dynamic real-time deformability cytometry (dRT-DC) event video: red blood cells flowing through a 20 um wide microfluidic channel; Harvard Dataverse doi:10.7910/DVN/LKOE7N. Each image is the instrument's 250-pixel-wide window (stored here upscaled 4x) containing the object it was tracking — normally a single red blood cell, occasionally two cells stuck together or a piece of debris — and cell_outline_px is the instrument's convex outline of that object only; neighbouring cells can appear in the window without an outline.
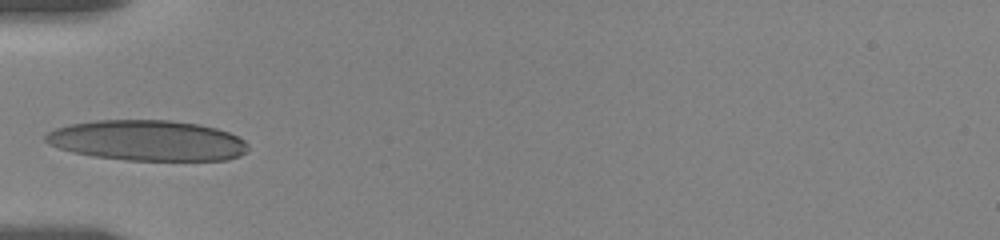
{"species": "human", "species_latin": "Homo sapiens", "temperature_condition": "room temperature", "stored_images_in_passage": 2, "camera_frame_rate_fps": 3000, "um_per_image_px": 0.085, "donor": {"sex": "female"}, "frame": {"image": 1, "passage_image": 1, "time_ms": 0.0, "image_size_px": [1000, 240], "cell_outline_px": [[248, 152], [240, 156], [228, 160], [124, 160], [92, 156], [60, 148], [48, 144], [44, 140], [44, 136], [48, 132], [56, 128], [72, 124], [96, 120], [172, 120], [200, 124], [216, 128], [228, 132], [244, 140], [248, 144]], "centroid_in_image_um": [12.56, 11.94], "position_along_channel_um": 72.4, "area_um2": 47.92}}